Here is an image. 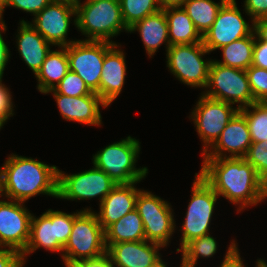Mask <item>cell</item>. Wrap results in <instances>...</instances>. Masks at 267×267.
Segmentation results:
<instances>
[{
  "label": "cell",
  "mask_w": 267,
  "mask_h": 267,
  "mask_svg": "<svg viewBox=\"0 0 267 267\" xmlns=\"http://www.w3.org/2000/svg\"><path fill=\"white\" fill-rule=\"evenodd\" d=\"M138 32L145 50L149 58L155 55L158 48L166 43V51L170 46L168 23L165 16V11L146 16L142 20L137 21L131 27L128 28V33Z\"/></svg>",
  "instance_id": "obj_23"
},
{
  "label": "cell",
  "mask_w": 267,
  "mask_h": 267,
  "mask_svg": "<svg viewBox=\"0 0 267 267\" xmlns=\"http://www.w3.org/2000/svg\"><path fill=\"white\" fill-rule=\"evenodd\" d=\"M168 23L170 45L195 44L202 42L191 18L183 7L164 9Z\"/></svg>",
  "instance_id": "obj_25"
},
{
  "label": "cell",
  "mask_w": 267,
  "mask_h": 267,
  "mask_svg": "<svg viewBox=\"0 0 267 267\" xmlns=\"http://www.w3.org/2000/svg\"><path fill=\"white\" fill-rule=\"evenodd\" d=\"M162 10L172 7H182L186 0H157Z\"/></svg>",
  "instance_id": "obj_44"
},
{
  "label": "cell",
  "mask_w": 267,
  "mask_h": 267,
  "mask_svg": "<svg viewBox=\"0 0 267 267\" xmlns=\"http://www.w3.org/2000/svg\"><path fill=\"white\" fill-rule=\"evenodd\" d=\"M85 208L74 212V223L61 258L70 262L97 258L106 253L105 233L96 212Z\"/></svg>",
  "instance_id": "obj_5"
},
{
  "label": "cell",
  "mask_w": 267,
  "mask_h": 267,
  "mask_svg": "<svg viewBox=\"0 0 267 267\" xmlns=\"http://www.w3.org/2000/svg\"><path fill=\"white\" fill-rule=\"evenodd\" d=\"M236 240H232L224 259L219 267H246L243 264V259L240 257V252Z\"/></svg>",
  "instance_id": "obj_39"
},
{
  "label": "cell",
  "mask_w": 267,
  "mask_h": 267,
  "mask_svg": "<svg viewBox=\"0 0 267 267\" xmlns=\"http://www.w3.org/2000/svg\"><path fill=\"white\" fill-rule=\"evenodd\" d=\"M104 233L105 245L145 240L143 222L136 209L109 225Z\"/></svg>",
  "instance_id": "obj_26"
},
{
  "label": "cell",
  "mask_w": 267,
  "mask_h": 267,
  "mask_svg": "<svg viewBox=\"0 0 267 267\" xmlns=\"http://www.w3.org/2000/svg\"><path fill=\"white\" fill-rule=\"evenodd\" d=\"M2 80V77H0V130L8 119L14 115L10 89L2 83Z\"/></svg>",
  "instance_id": "obj_35"
},
{
  "label": "cell",
  "mask_w": 267,
  "mask_h": 267,
  "mask_svg": "<svg viewBox=\"0 0 267 267\" xmlns=\"http://www.w3.org/2000/svg\"><path fill=\"white\" fill-rule=\"evenodd\" d=\"M7 0H0V20L3 21V12Z\"/></svg>",
  "instance_id": "obj_47"
},
{
  "label": "cell",
  "mask_w": 267,
  "mask_h": 267,
  "mask_svg": "<svg viewBox=\"0 0 267 267\" xmlns=\"http://www.w3.org/2000/svg\"><path fill=\"white\" fill-rule=\"evenodd\" d=\"M21 254L13 249L0 247V267H23Z\"/></svg>",
  "instance_id": "obj_38"
},
{
  "label": "cell",
  "mask_w": 267,
  "mask_h": 267,
  "mask_svg": "<svg viewBox=\"0 0 267 267\" xmlns=\"http://www.w3.org/2000/svg\"><path fill=\"white\" fill-rule=\"evenodd\" d=\"M254 32L261 41L267 43V17L254 21Z\"/></svg>",
  "instance_id": "obj_43"
},
{
  "label": "cell",
  "mask_w": 267,
  "mask_h": 267,
  "mask_svg": "<svg viewBox=\"0 0 267 267\" xmlns=\"http://www.w3.org/2000/svg\"><path fill=\"white\" fill-rule=\"evenodd\" d=\"M226 1L220 0L219 3H216L212 0H186L182 7L203 37L213 25L220 8Z\"/></svg>",
  "instance_id": "obj_28"
},
{
  "label": "cell",
  "mask_w": 267,
  "mask_h": 267,
  "mask_svg": "<svg viewBox=\"0 0 267 267\" xmlns=\"http://www.w3.org/2000/svg\"><path fill=\"white\" fill-rule=\"evenodd\" d=\"M115 43L77 40L66 47L69 70L80 76L100 97V78L106 52Z\"/></svg>",
  "instance_id": "obj_12"
},
{
  "label": "cell",
  "mask_w": 267,
  "mask_h": 267,
  "mask_svg": "<svg viewBox=\"0 0 267 267\" xmlns=\"http://www.w3.org/2000/svg\"><path fill=\"white\" fill-rule=\"evenodd\" d=\"M243 10L252 22L267 17V0H245Z\"/></svg>",
  "instance_id": "obj_37"
},
{
  "label": "cell",
  "mask_w": 267,
  "mask_h": 267,
  "mask_svg": "<svg viewBox=\"0 0 267 267\" xmlns=\"http://www.w3.org/2000/svg\"><path fill=\"white\" fill-rule=\"evenodd\" d=\"M65 267H115L110 256L105 253L97 258L77 260L68 263Z\"/></svg>",
  "instance_id": "obj_40"
},
{
  "label": "cell",
  "mask_w": 267,
  "mask_h": 267,
  "mask_svg": "<svg viewBox=\"0 0 267 267\" xmlns=\"http://www.w3.org/2000/svg\"><path fill=\"white\" fill-rule=\"evenodd\" d=\"M252 66L267 70V43L261 41L257 36L253 48Z\"/></svg>",
  "instance_id": "obj_41"
},
{
  "label": "cell",
  "mask_w": 267,
  "mask_h": 267,
  "mask_svg": "<svg viewBox=\"0 0 267 267\" xmlns=\"http://www.w3.org/2000/svg\"><path fill=\"white\" fill-rule=\"evenodd\" d=\"M161 244L143 241H127L106 245V253L115 267H149L161 258Z\"/></svg>",
  "instance_id": "obj_19"
},
{
  "label": "cell",
  "mask_w": 267,
  "mask_h": 267,
  "mask_svg": "<svg viewBox=\"0 0 267 267\" xmlns=\"http://www.w3.org/2000/svg\"><path fill=\"white\" fill-rule=\"evenodd\" d=\"M232 105L204 94L199 97L190 117L203 143L202 155L216 143L227 123L239 111Z\"/></svg>",
  "instance_id": "obj_11"
},
{
  "label": "cell",
  "mask_w": 267,
  "mask_h": 267,
  "mask_svg": "<svg viewBox=\"0 0 267 267\" xmlns=\"http://www.w3.org/2000/svg\"><path fill=\"white\" fill-rule=\"evenodd\" d=\"M246 22L238 9L236 0H227L220 8L210 29L203 35L202 42L209 52L230 44L254 32V22Z\"/></svg>",
  "instance_id": "obj_14"
},
{
  "label": "cell",
  "mask_w": 267,
  "mask_h": 267,
  "mask_svg": "<svg viewBox=\"0 0 267 267\" xmlns=\"http://www.w3.org/2000/svg\"><path fill=\"white\" fill-rule=\"evenodd\" d=\"M210 52L203 42L170 45L166 51L167 67L183 84L195 88H206L212 59H203Z\"/></svg>",
  "instance_id": "obj_8"
},
{
  "label": "cell",
  "mask_w": 267,
  "mask_h": 267,
  "mask_svg": "<svg viewBox=\"0 0 267 267\" xmlns=\"http://www.w3.org/2000/svg\"><path fill=\"white\" fill-rule=\"evenodd\" d=\"M205 89L202 93L205 96L233 105L239 104L237 105L239 109L256 103L246 70L221 65L214 59L210 63Z\"/></svg>",
  "instance_id": "obj_7"
},
{
  "label": "cell",
  "mask_w": 267,
  "mask_h": 267,
  "mask_svg": "<svg viewBox=\"0 0 267 267\" xmlns=\"http://www.w3.org/2000/svg\"><path fill=\"white\" fill-rule=\"evenodd\" d=\"M0 190H1V168H0Z\"/></svg>",
  "instance_id": "obj_49"
},
{
  "label": "cell",
  "mask_w": 267,
  "mask_h": 267,
  "mask_svg": "<svg viewBox=\"0 0 267 267\" xmlns=\"http://www.w3.org/2000/svg\"><path fill=\"white\" fill-rule=\"evenodd\" d=\"M256 34L253 32L230 44L224 45L219 49L222 51L223 61L214 60L216 63L227 67L246 70L252 65L253 48L255 45Z\"/></svg>",
  "instance_id": "obj_27"
},
{
  "label": "cell",
  "mask_w": 267,
  "mask_h": 267,
  "mask_svg": "<svg viewBox=\"0 0 267 267\" xmlns=\"http://www.w3.org/2000/svg\"><path fill=\"white\" fill-rule=\"evenodd\" d=\"M59 50H51L40 70L35 75L37 80V89L45 94L54 89L69 71V60L66 47H58Z\"/></svg>",
  "instance_id": "obj_24"
},
{
  "label": "cell",
  "mask_w": 267,
  "mask_h": 267,
  "mask_svg": "<svg viewBox=\"0 0 267 267\" xmlns=\"http://www.w3.org/2000/svg\"><path fill=\"white\" fill-rule=\"evenodd\" d=\"M54 90L62 95L68 97H79L89 95L92 92L83 79L78 76L75 72L68 71L66 76L59 82Z\"/></svg>",
  "instance_id": "obj_32"
},
{
  "label": "cell",
  "mask_w": 267,
  "mask_h": 267,
  "mask_svg": "<svg viewBox=\"0 0 267 267\" xmlns=\"http://www.w3.org/2000/svg\"><path fill=\"white\" fill-rule=\"evenodd\" d=\"M198 174L218 196L239 205L238 213L267 198V184L244 158H203Z\"/></svg>",
  "instance_id": "obj_1"
},
{
  "label": "cell",
  "mask_w": 267,
  "mask_h": 267,
  "mask_svg": "<svg viewBox=\"0 0 267 267\" xmlns=\"http://www.w3.org/2000/svg\"><path fill=\"white\" fill-rule=\"evenodd\" d=\"M140 150L139 140L129 135L95 153L92 163L96 168L103 170L116 184L140 182L148 173L147 167L136 168Z\"/></svg>",
  "instance_id": "obj_4"
},
{
  "label": "cell",
  "mask_w": 267,
  "mask_h": 267,
  "mask_svg": "<svg viewBox=\"0 0 267 267\" xmlns=\"http://www.w3.org/2000/svg\"><path fill=\"white\" fill-rule=\"evenodd\" d=\"M117 184L103 171L95 166L80 173L65 174L58 169V199L90 200L103 199Z\"/></svg>",
  "instance_id": "obj_13"
},
{
  "label": "cell",
  "mask_w": 267,
  "mask_h": 267,
  "mask_svg": "<svg viewBox=\"0 0 267 267\" xmlns=\"http://www.w3.org/2000/svg\"><path fill=\"white\" fill-rule=\"evenodd\" d=\"M76 8L66 3L50 2L30 23L52 46L67 47L76 40H67L71 17L76 27Z\"/></svg>",
  "instance_id": "obj_16"
},
{
  "label": "cell",
  "mask_w": 267,
  "mask_h": 267,
  "mask_svg": "<svg viewBox=\"0 0 267 267\" xmlns=\"http://www.w3.org/2000/svg\"><path fill=\"white\" fill-rule=\"evenodd\" d=\"M255 102H267V70L256 66L246 69Z\"/></svg>",
  "instance_id": "obj_34"
},
{
  "label": "cell",
  "mask_w": 267,
  "mask_h": 267,
  "mask_svg": "<svg viewBox=\"0 0 267 267\" xmlns=\"http://www.w3.org/2000/svg\"><path fill=\"white\" fill-rule=\"evenodd\" d=\"M76 8V28L85 35L84 41L111 40L120 32H128L123 22L119 0L84 1Z\"/></svg>",
  "instance_id": "obj_3"
},
{
  "label": "cell",
  "mask_w": 267,
  "mask_h": 267,
  "mask_svg": "<svg viewBox=\"0 0 267 267\" xmlns=\"http://www.w3.org/2000/svg\"><path fill=\"white\" fill-rule=\"evenodd\" d=\"M49 93L53 94L63 119L89 126L102 125L100 106L106 108L108 105L96 93L79 97H68L51 89L45 94Z\"/></svg>",
  "instance_id": "obj_18"
},
{
  "label": "cell",
  "mask_w": 267,
  "mask_h": 267,
  "mask_svg": "<svg viewBox=\"0 0 267 267\" xmlns=\"http://www.w3.org/2000/svg\"><path fill=\"white\" fill-rule=\"evenodd\" d=\"M251 144V135L245 116L240 111H238L235 116L227 123V126L222 131L216 143L201 157L243 158L246 155Z\"/></svg>",
  "instance_id": "obj_17"
},
{
  "label": "cell",
  "mask_w": 267,
  "mask_h": 267,
  "mask_svg": "<svg viewBox=\"0 0 267 267\" xmlns=\"http://www.w3.org/2000/svg\"><path fill=\"white\" fill-rule=\"evenodd\" d=\"M16 43L18 53L34 75L40 70L47 54L51 51L50 43L27 21L19 22Z\"/></svg>",
  "instance_id": "obj_22"
},
{
  "label": "cell",
  "mask_w": 267,
  "mask_h": 267,
  "mask_svg": "<svg viewBox=\"0 0 267 267\" xmlns=\"http://www.w3.org/2000/svg\"><path fill=\"white\" fill-rule=\"evenodd\" d=\"M132 182L117 184L113 190L99 203V212L96 213L99 223L105 230L109 225L118 221L136 207V198L141 189Z\"/></svg>",
  "instance_id": "obj_20"
},
{
  "label": "cell",
  "mask_w": 267,
  "mask_h": 267,
  "mask_svg": "<svg viewBox=\"0 0 267 267\" xmlns=\"http://www.w3.org/2000/svg\"><path fill=\"white\" fill-rule=\"evenodd\" d=\"M74 223V213H65L48 209L40 217L32 215L30 239L21 254L25 265L27 254L34 253L38 248L63 253Z\"/></svg>",
  "instance_id": "obj_6"
},
{
  "label": "cell",
  "mask_w": 267,
  "mask_h": 267,
  "mask_svg": "<svg viewBox=\"0 0 267 267\" xmlns=\"http://www.w3.org/2000/svg\"><path fill=\"white\" fill-rule=\"evenodd\" d=\"M25 203L0 200V247L22 254L30 239L32 213Z\"/></svg>",
  "instance_id": "obj_15"
},
{
  "label": "cell",
  "mask_w": 267,
  "mask_h": 267,
  "mask_svg": "<svg viewBox=\"0 0 267 267\" xmlns=\"http://www.w3.org/2000/svg\"><path fill=\"white\" fill-rule=\"evenodd\" d=\"M256 267H267V262L264 259H257Z\"/></svg>",
  "instance_id": "obj_48"
},
{
  "label": "cell",
  "mask_w": 267,
  "mask_h": 267,
  "mask_svg": "<svg viewBox=\"0 0 267 267\" xmlns=\"http://www.w3.org/2000/svg\"><path fill=\"white\" fill-rule=\"evenodd\" d=\"M114 44L105 54L100 78V98L109 106L121 94L125 83V53Z\"/></svg>",
  "instance_id": "obj_21"
},
{
  "label": "cell",
  "mask_w": 267,
  "mask_h": 267,
  "mask_svg": "<svg viewBox=\"0 0 267 267\" xmlns=\"http://www.w3.org/2000/svg\"><path fill=\"white\" fill-rule=\"evenodd\" d=\"M119 3L122 19L127 28L161 10L157 0H119Z\"/></svg>",
  "instance_id": "obj_31"
},
{
  "label": "cell",
  "mask_w": 267,
  "mask_h": 267,
  "mask_svg": "<svg viewBox=\"0 0 267 267\" xmlns=\"http://www.w3.org/2000/svg\"><path fill=\"white\" fill-rule=\"evenodd\" d=\"M0 168V197L23 203L40 194L58 197L57 166L12 153Z\"/></svg>",
  "instance_id": "obj_2"
},
{
  "label": "cell",
  "mask_w": 267,
  "mask_h": 267,
  "mask_svg": "<svg viewBox=\"0 0 267 267\" xmlns=\"http://www.w3.org/2000/svg\"><path fill=\"white\" fill-rule=\"evenodd\" d=\"M149 267H167L166 262H164L161 258L158 259L153 265L149 266ZM180 267H182V265H180Z\"/></svg>",
  "instance_id": "obj_46"
},
{
  "label": "cell",
  "mask_w": 267,
  "mask_h": 267,
  "mask_svg": "<svg viewBox=\"0 0 267 267\" xmlns=\"http://www.w3.org/2000/svg\"><path fill=\"white\" fill-rule=\"evenodd\" d=\"M239 111L245 116L252 143L267 142V102H256Z\"/></svg>",
  "instance_id": "obj_30"
},
{
  "label": "cell",
  "mask_w": 267,
  "mask_h": 267,
  "mask_svg": "<svg viewBox=\"0 0 267 267\" xmlns=\"http://www.w3.org/2000/svg\"><path fill=\"white\" fill-rule=\"evenodd\" d=\"M81 0H51V2L66 3L76 7Z\"/></svg>",
  "instance_id": "obj_45"
},
{
  "label": "cell",
  "mask_w": 267,
  "mask_h": 267,
  "mask_svg": "<svg viewBox=\"0 0 267 267\" xmlns=\"http://www.w3.org/2000/svg\"><path fill=\"white\" fill-rule=\"evenodd\" d=\"M195 176L191 189V200L187 207L182 229L180 228L182 231L181 246L176 249L177 252L192 239L209 234L215 204L219 197L198 173H195Z\"/></svg>",
  "instance_id": "obj_9"
},
{
  "label": "cell",
  "mask_w": 267,
  "mask_h": 267,
  "mask_svg": "<svg viewBox=\"0 0 267 267\" xmlns=\"http://www.w3.org/2000/svg\"><path fill=\"white\" fill-rule=\"evenodd\" d=\"M267 184V142L252 143L243 157Z\"/></svg>",
  "instance_id": "obj_33"
},
{
  "label": "cell",
  "mask_w": 267,
  "mask_h": 267,
  "mask_svg": "<svg viewBox=\"0 0 267 267\" xmlns=\"http://www.w3.org/2000/svg\"><path fill=\"white\" fill-rule=\"evenodd\" d=\"M217 245L215 238L210 233L192 239L178 251L182 255V267H195L199 257L207 259L213 257L217 251Z\"/></svg>",
  "instance_id": "obj_29"
},
{
  "label": "cell",
  "mask_w": 267,
  "mask_h": 267,
  "mask_svg": "<svg viewBox=\"0 0 267 267\" xmlns=\"http://www.w3.org/2000/svg\"><path fill=\"white\" fill-rule=\"evenodd\" d=\"M172 206L159 196L142 189L136 198V207L144 227L145 240L167 247L175 232L176 221Z\"/></svg>",
  "instance_id": "obj_10"
},
{
  "label": "cell",
  "mask_w": 267,
  "mask_h": 267,
  "mask_svg": "<svg viewBox=\"0 0 267 267\" xmlns=\"http://www.w3.org/2000/svg\"><path fill=\"white\" fill-rule=\"evenodd\" d=\"M51 0H7L6 7H14L22 10L23 12L31 13L33 16L38 14L43 8H45Z\"/></svg>",
  "instance_id": "obj_36"
},
{
  "label": "cell",
  "mask_w": 267,
  "mask_h": 267,
  "mask_svg": "<svg viewBox=\"0 0 267 267\" xmlns=\"http://www.w3.org/2000/svg\"><path fill=\"white\" fill-rule=\"evenodd\" d=\"M6 29H7V26L5 24V21L0 20V77H3L4 70L11 56L10 50L7 44L5 43L3 36L1 34L2 31L5 33Z\"/></svg>",
  "instance_id": "obj_42"
}]
</instances>
